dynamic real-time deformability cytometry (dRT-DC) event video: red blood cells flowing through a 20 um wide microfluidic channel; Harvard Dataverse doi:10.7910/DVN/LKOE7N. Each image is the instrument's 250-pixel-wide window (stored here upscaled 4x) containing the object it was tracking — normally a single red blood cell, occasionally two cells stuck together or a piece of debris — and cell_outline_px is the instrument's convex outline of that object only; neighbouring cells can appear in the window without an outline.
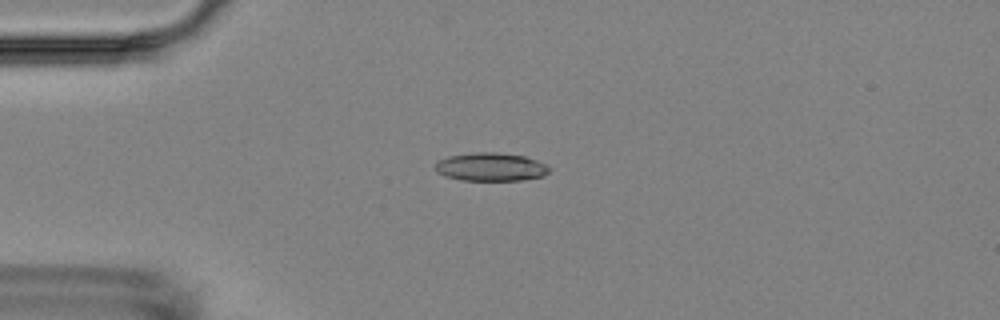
{"species": "Egyptian fruit bat (a non-hibernating species)", "species_latin": "Rousettus aegyptiacus", "temperature_condition": "room temperature", "stored_images_in_passage": 6, "camera_frame_rate_fps": 3000, "um_per_image_px": 0.085, "animal": {"sex": "female"}, "frame": {"image": 1, "passage_image": 4, "time_ms": 3.667, "image_size_px": [1000, 320], "cell_outline_px": [[552, 168], [544, 176], [520, 180], [460, 180], [444, 176], [436, 172], [436, 164], [440, 160], [448, 156], [476, 152], [496, 152], [524, 156], [548, 164]], "centroid_in_image_um": [41.75, 14.19], "position_along_channel_um": 43.3, "area_um2": 18.84}}